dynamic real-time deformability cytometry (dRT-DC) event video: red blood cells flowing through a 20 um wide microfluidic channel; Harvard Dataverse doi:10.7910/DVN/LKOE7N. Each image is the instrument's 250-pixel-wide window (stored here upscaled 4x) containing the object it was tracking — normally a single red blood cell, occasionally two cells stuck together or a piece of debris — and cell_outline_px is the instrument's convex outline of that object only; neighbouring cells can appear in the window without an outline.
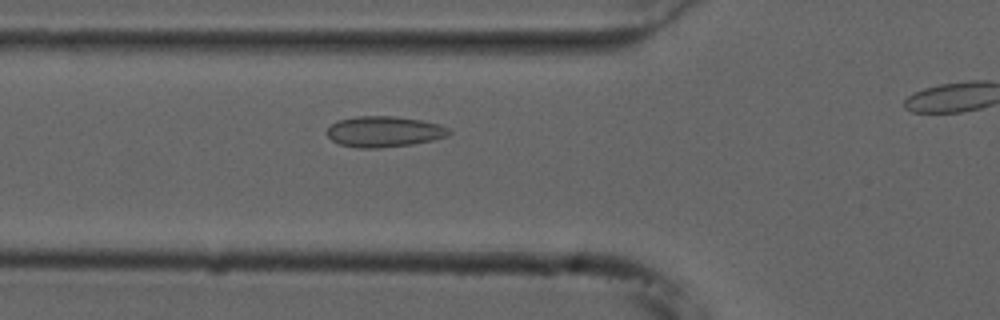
{"species": "common noctule bat (a hibernating species)", "species_latin": "Nyctalus noctula", "temperature_condition": "cold", "stored_images_in_passage": 40, "camera_frame_rate_fps": 3000, "um_per_image_px": 0.085, "animal": {"sex": "male", "forearm_length_mm": 52.5}, "frame": {"image": 1, "passage_image": 14, "time_ms": 4.333, "image_size_px": [1000, 320], "cell_outline_px": [[452, 132], [448, 136], [432, 140], [412, 144], [380, 148], [356, 148], [340, 144], [332, 140], [324, 132], [332, 124], [340, 120], [360, 116], [392, 116], [420, 120], [440, 124], [448, 128]], "centroid_in_image_um": [32.65, 11.2], "position_along_channel_um": 93.1, "area_um2": 21.85}}
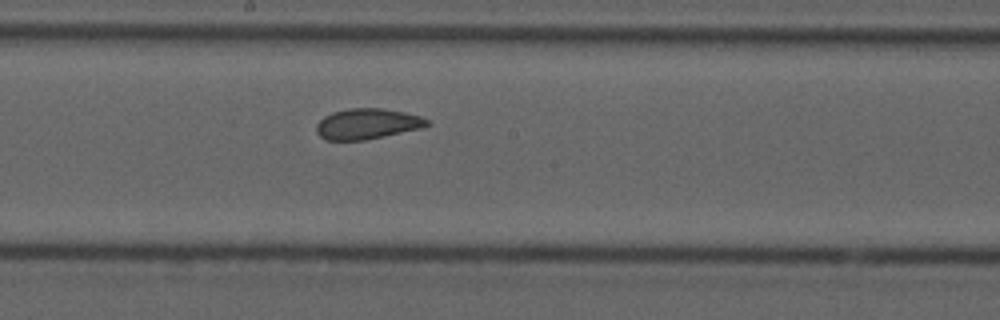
{"frame": {"image": 2, "passage_image": 24, "time_ms": 7.667, "image_size_px": [1000, 320], "cell_outline_px": [[432, 124], [420, 128], [384, 136], [364, 140], [324, 140], [316, 132], [316, 124], [324, 116], [332, 112], [348, 108], [380, 108], [404, 112], [420, 116], [428, 120]], "centroid_in_image_um": [31.19, 10.52], "position_along_channel_um": 217.0, "area_um2": 19.71}}
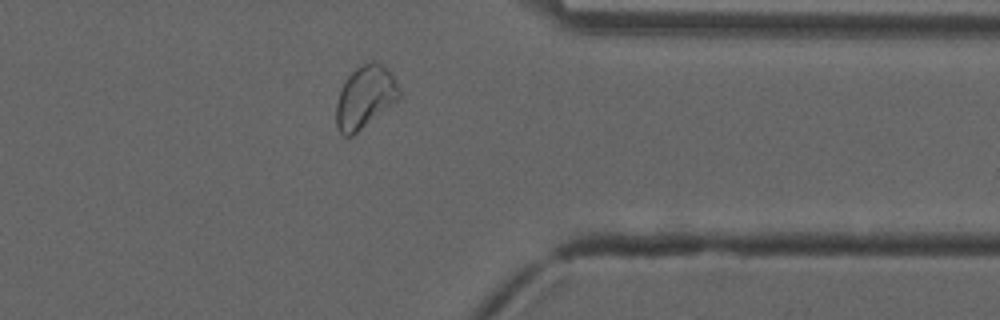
{"frame": {"image": 3, "passage_image": 38, "time_ms": 12.333, "image_size_px": [1000, 320], "cell_outline_px": [[400, 100], [352, 136], [344, 136], [336, 128], [336, 104], [344, 80], [356, 68], [372, 60], [388, 68], [392, 72], [400, 88]], "centroid_in_image_um": [31.06, 8.26], "position_along_channel_um": 380.3, "area_um2": 23.24}}